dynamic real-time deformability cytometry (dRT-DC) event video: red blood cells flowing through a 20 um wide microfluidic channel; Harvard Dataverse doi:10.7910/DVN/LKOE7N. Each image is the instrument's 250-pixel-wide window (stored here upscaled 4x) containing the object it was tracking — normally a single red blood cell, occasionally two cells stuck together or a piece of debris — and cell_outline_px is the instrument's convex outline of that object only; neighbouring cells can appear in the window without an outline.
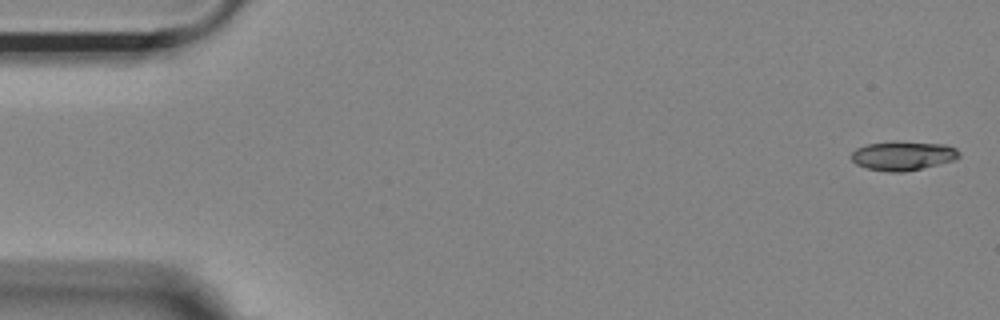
{"species": "Egyptian fruit bat (a non-hibernating species)", "species_latin": "Rousettus aegyptiacus", "temperature_condition": "room temperature", "stored_images_in_passage": 53, "camera_frame_rate_fps": 3000, "um_per_image_px": 0.085, "animal": {"sex": "female"}, "frame": {"image": 1, "passage_image": 1, "time_ms": 0.0, "image_size_px": [1000, 320], "cell_outline_px": [[960, 156], [952, 160], [904, 172], [888, 172], [868, 168], [856, 164], [852, 160], [852, 152], [856, 148], [868, 144], [892, 140], [896, 140], [944, 144], [956, 148], [960, 152]], "centroid_in_image_um": [76.73, 13.21], "position_along_channel_um": 8.3, "area_um2": 18.32}}
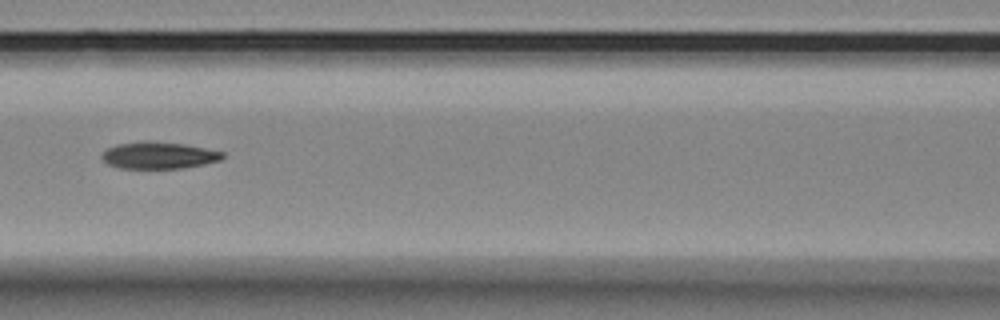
{"frame": {"image": 2, "passage_image": 23, "time_ms": 7.333, "image_size_px": [1000, 320], "cell_outline_px": [[224, 156], [220, 160], [204, 164], [180, 168], [120, 168], [108, 164], [100, 156], [108, 148], [116, 144], [140, 140], [148, 140], [184, 144], [224, 152]], "centroid_in_image_um": [13.47, 13.19], "position_along_channel_um": 153.1, "area_um2": 18.9}}
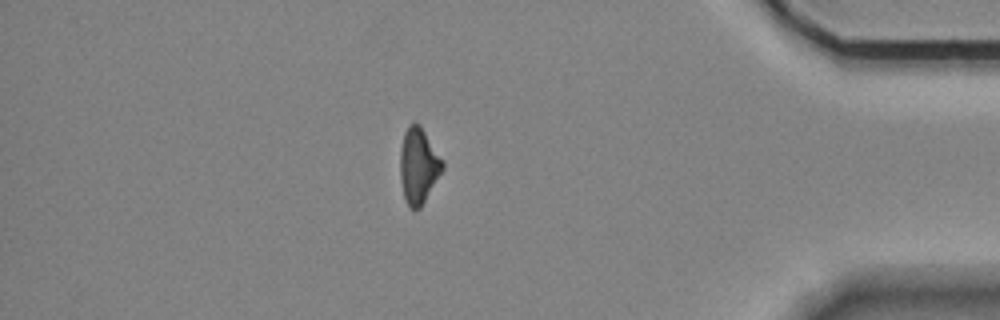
{"frame": {"image": 3, "passage_image": 46, "time_ms": 15.0, "image_size_px": [1000, 320], "cell_outline_px": [[444, 168], [420, 208], [408, 208], [404, 200], [400, 180], [400, 148], [404, 132], [408, 124], [420, 124], [444, 160]], "centroid_in_image_um": [35.56, 14.08], "position_along_channel_um": 399.6, "area_um2": 18.9}, "authors_computed_cell_mechanics": {"area_um2": 18.9006, "velocity_mm_per_s": 3.6995, "shape_relaxation_time_tau1_ms": null, "shape_relaxation_time_tau2_ms": 4.3878, "deformation_change_tau1": null, "deformation_change_tau2": 0.1281}}